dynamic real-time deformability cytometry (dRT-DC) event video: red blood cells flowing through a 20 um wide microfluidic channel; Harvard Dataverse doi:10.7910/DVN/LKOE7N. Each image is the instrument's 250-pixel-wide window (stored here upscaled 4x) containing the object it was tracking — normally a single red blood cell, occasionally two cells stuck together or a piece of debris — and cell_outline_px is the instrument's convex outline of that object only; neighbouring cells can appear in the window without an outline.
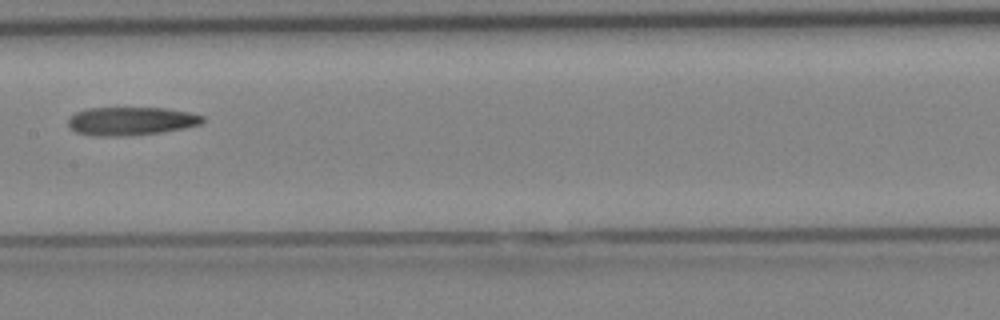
{"species": "Egyptian fruit bat (a non-hibernating species)", "species_latin": "Rousettus aegyptiacus", "temperature_condition": "cold", "stored_images_in_passage": 8, "camera_frame_rate_fps": 3000, "um_per_image_px": 0.085, "animal": {"sex": "female"}, "frame": {"image": 1, "passage_image": 8, "time_ms": 8.0, "image_size_px": [1000, 320], "cell_outline_px": [[204, 120], [200, 124], [184, 128], [160, 132], [116, 136], [92, 136], [76, 132], [68, 128], [68, 120], [76, 112], [88, 108], [164, 108], [188, 112], [204, 116]], "centroid_in_image_um": [11.1, 10.29], "position_along_channel_um": 196.3, "area_um2": 22.02}}